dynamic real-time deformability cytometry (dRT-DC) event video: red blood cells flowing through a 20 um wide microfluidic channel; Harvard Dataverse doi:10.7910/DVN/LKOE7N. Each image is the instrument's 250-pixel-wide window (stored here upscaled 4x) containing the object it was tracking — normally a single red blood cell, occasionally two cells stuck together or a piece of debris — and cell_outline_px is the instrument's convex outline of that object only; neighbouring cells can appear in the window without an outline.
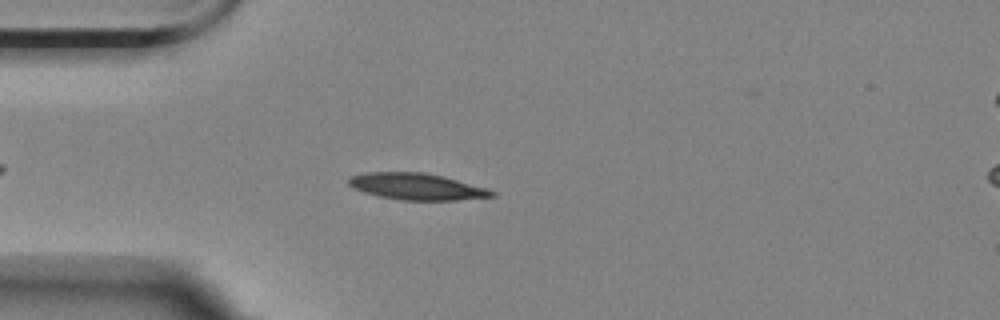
{"species": "Egyptian fruit bat (a non-hibernating species)", "species_latin": "Rousettus aegyptiacus", "temperature_condition": "room temperature", "stored_images_in_passage": 5, "camera_frame_rate_fps": 3000, "um_per_image_px": 0.085, "animal": {"sex": "female"}, "frame": {"image": 1, "passage_image": 4, "time_ms": 3.333, "image_size_px": [1000, 320], "cell_outline_px": [[496, 196], [456, 200], [400, 200], [380, 196], [364, 192], [352, 188], [348, 184], [348, 180], [352, 176], [364, 172], [424, 172], [456, 180], [484, 188], [496, 192]], "centroid_in_image_um": [35.37, 15.86], "position_along_channel_um": 49.6, "area_um2": 21.85}}